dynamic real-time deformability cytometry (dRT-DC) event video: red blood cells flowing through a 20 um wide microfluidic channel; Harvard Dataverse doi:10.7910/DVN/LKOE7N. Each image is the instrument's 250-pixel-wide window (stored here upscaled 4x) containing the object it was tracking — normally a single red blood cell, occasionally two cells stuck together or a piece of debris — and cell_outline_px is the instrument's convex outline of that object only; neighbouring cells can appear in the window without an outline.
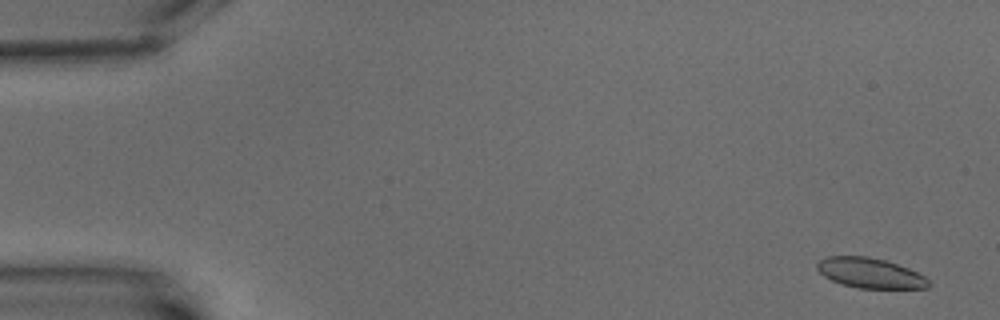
{"species": "common noctule bat (a hibernating species)", "species_latin": "Nyctalus noctula", "temperature_condition": "warm", "stored_images_in_passage": 9, "camera_frame_rate_fps": 3000, "um_per_image_px": 0.085, "animal": {"sex": "male", "body_mass_g": 15.6}, "frame": {"image": 1, "passage_image": 1, "time_ms": 0.0, "image_size_px": [1000, 320], "cell_outline_px": [[932, 284], [928, 288], [856, 288], [840, 284], [824, 276], [816, 268], [816, 264], [824, 256], [868, 256], [888, 260], [908, 268], [924, 276]], "centroid_in_image_um": [73.95, 23.2], "position_along_channel_um": 11.1, "area_um2": 19.77}}
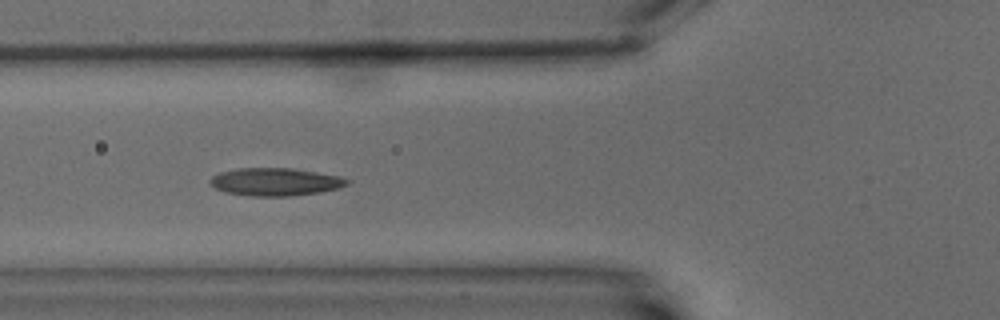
{"frame": {"image": 2, "passage_image": 7, "time_ms": 7.0, "image_size_px": [1000, 320], "cell_outline_px": [[352, 180], [348, 184], [340, 188], [320, 192], [288, 196], [252, 196], [224, 192], [216, 188], [208, 180], [212, 176], [220, 172], [240, 168], [288, 168], [340, 176]], "centroid_in_image_um": [23.42, 15.46], "position_along_channel_um": 102.4, "area_um2": 22.08}}
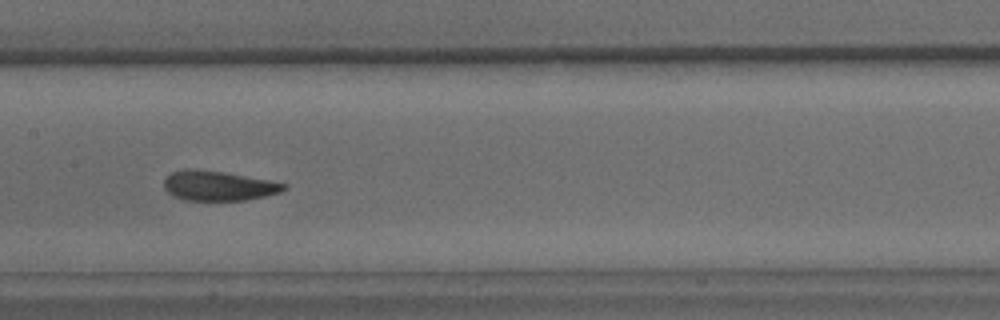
{"frame": {"image": 3, "passage_image": 9, "time_ms": 9.667, "image_size_px": [1000, 320], "cell_outline_px": [[288, 188], [280, 192], [264, 196], [244, 200], [184, 200], [172, 196], [164, 188], [164, 180], [172, 172], [184, 168], [188, 168], [220, 172], [268, 180], [288, 184]], "centroid_in_image_um": [18.54, 15.8], "position_along_channel_um": 188.9, "area_um2": 20.58}}